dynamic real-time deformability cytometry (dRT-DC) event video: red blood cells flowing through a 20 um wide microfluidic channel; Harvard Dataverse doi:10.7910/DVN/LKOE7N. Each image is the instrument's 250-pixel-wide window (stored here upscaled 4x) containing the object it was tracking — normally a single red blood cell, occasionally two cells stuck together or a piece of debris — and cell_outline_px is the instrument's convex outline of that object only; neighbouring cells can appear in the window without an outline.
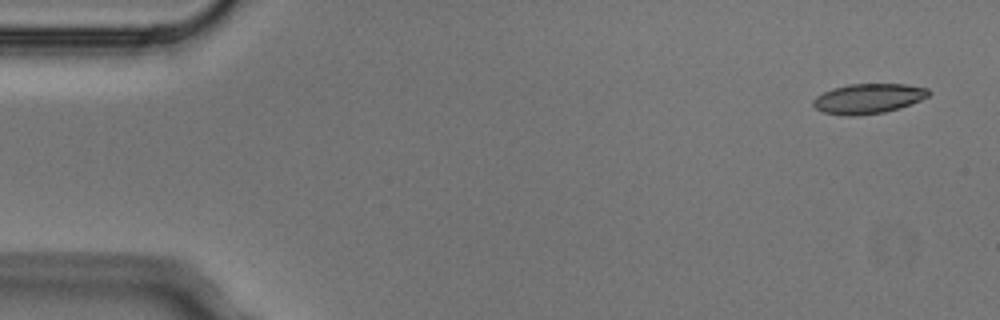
{"species": "Egyptian fruit bat (a non-hibernating species)", "species_latin": "Rousettus aegyptiacus", "temperature_condition": "cold", "stored_images_in_passage": 8, "camera_frame_rate_fps": 3000, "um_per_image_px": 0.085, "animal": {"sex": "male"}, "frame": {"image": 1, "passage_image": 1, "time_ms": 0.0, "image_size_px": [1000, 320], "cell_outline_px": [[928, 96], [920, 100], [900, 108], [884, 112], [856, 116], [848, 116], [824, 112], [816, 108], [812, 104], [812, 100], [816, 96], [832, 88], [848, 84], [908, 84], [928, 88]], "centroid_in_image_um": [73.78, 8.37], "position_along_channel_um": 11.2, "area_um2": 20.11}}
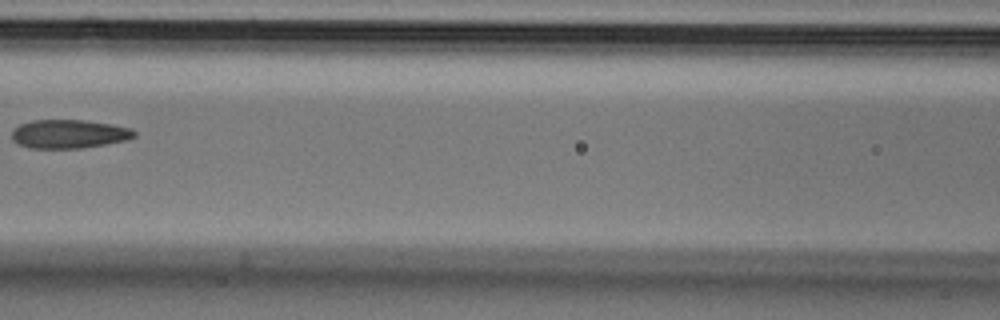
{"frame": {"image": 2, "passage_image": 7, "time_ms": 2.0, "image_size_px": [1000, 320], "cell_outline_px": [[136, 136], [128, 140], [80, 148], [28, 148], [16, 144], [12, 140], [12, 128], [20, 124], [32, 120], [84, 120], [112, 124], [132, 128], [136, 132]], "centroid_in_image_um": [5.84, 11.38], "position_along_channel_um": 160.8, "area_um2": 20.69}}
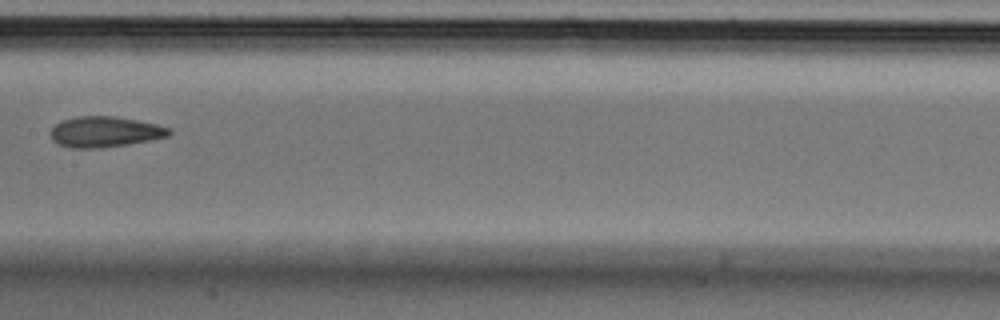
{"frame": {"image": 3, "passage_image": 8, "time_ms": 2.333, "image_size_px": [1000, 320], "cell_outline_px": [[172, 132], [168, 136], [128, 144], [100, 148], [72, 148], [56, 144], [52, 140], [52, 128], [60, 120], [76, 116], [112, 116], [136, 120], [156, 124], [172, 128]], "centroid_in_image_um": [8.9, 11.2], "position_along_channel_um": 198.5, "area_um2": 21.15}}